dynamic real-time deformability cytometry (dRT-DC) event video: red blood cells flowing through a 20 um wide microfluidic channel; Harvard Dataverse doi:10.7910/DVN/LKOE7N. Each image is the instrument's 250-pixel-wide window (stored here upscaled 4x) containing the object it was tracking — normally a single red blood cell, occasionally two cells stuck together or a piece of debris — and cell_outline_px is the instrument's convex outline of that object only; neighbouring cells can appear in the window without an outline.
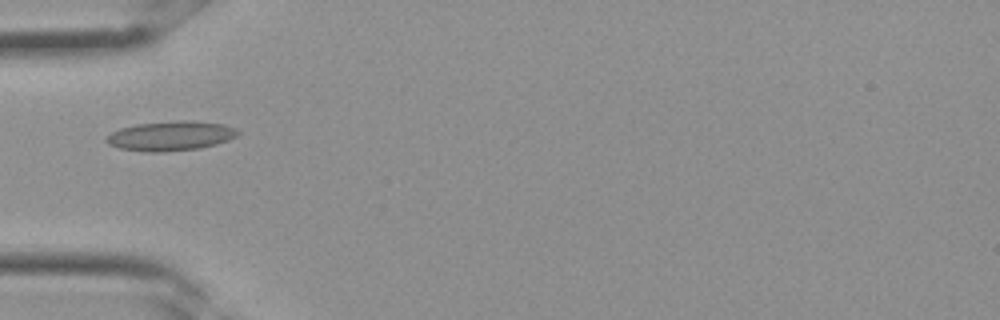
{"species": "Egyptian fruit bat (a non-hibernating species)", "species_latin": "Rousettus aegyptiacus", "temperature_condition": "room temperature", "stored_images_in_passage": 28, "camera_frame_rate_fps": 3000, "um_per_image_px": 0.085, "frame": {"image": 1, "passage_image": 6, "time_ms": 1.667, "image_size_px": [1000, 320], "cell_outline_px": [[240, 132], [236, 136], [228, 140], [216, 144], [200, 148], [164, 152], [148, 152], [120, 148], [108, 144], [104, 140], [104, 136], [120, 128], [136, 124], [180, 120], [192, 120], [224, 124], [236, 128]], "centroid_in_image_um": [14.5, 11.54], "position_along_channel_um": 70.5, "area_um2": 22.83}}
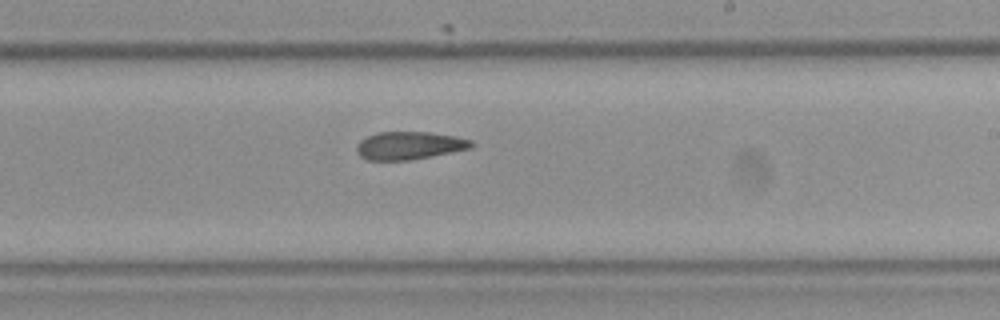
{"frame": {"image": 2, "passage_image": 15, "time_ms": 4.667, "image_size_px": [1000, 320], "cell_outline_px": [[476, 144], [472, 148], [412, 160], [368, 160], [360, 156], [356, 152], [356, 144], [360, 140], [376, 132], [432, 132], [456, 136], [472, 140]], "centroid_in_image_um": [34.81, 12.37], "position_along_channel_um": 254.2, "area_um2": 18.9}}
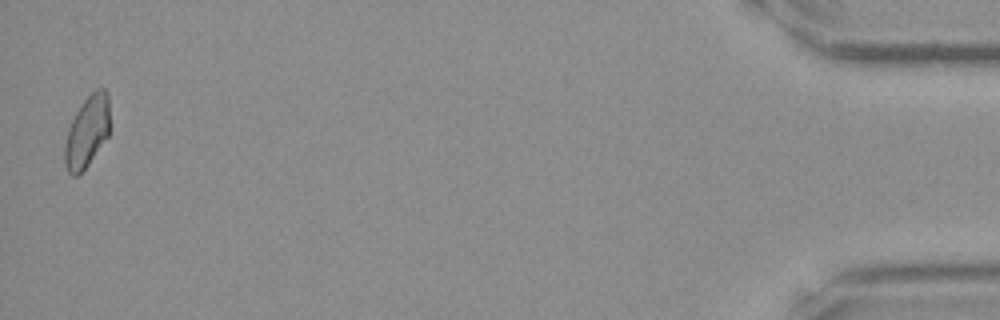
{"frame": {"image": 3, "passage_image": 28, "time_ms": 9.0, "image_size_px": [1000, 320], "cell_outline_px": [[108, 136], [88, 164], [76, 176], [72, 176], [68, 172], [64, 164], [64, 148], [68, 128], [76, 112], [84, 100], [96, 88], [104, 88], [108, 96]], "centroid_in_image_um": [7.37, 11.2], "position_along_channel_um": 427.8, "area_um2": 18.44}}